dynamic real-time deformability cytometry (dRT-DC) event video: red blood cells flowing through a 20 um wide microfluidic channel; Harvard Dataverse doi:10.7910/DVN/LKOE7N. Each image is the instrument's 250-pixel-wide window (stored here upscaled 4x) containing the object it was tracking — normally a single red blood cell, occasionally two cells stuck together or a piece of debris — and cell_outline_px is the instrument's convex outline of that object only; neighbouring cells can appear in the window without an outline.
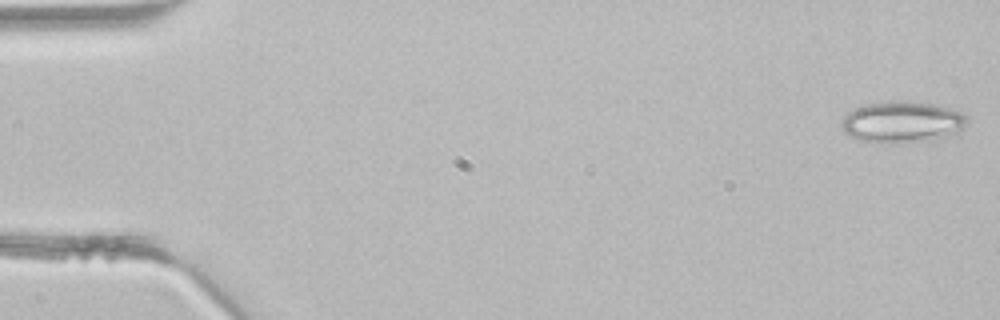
{"species": "common noctule bat (a hibernating species)", "species_latin": "Nyctalus noctula", "temperature_condition": "room temperature", "stored_images_in_passage": 3, "camera_frame_rate_fps": 3000, "um_per_image_px": 0.085, "animal": {"sex": "male", "body_mass_g": 21.5, "forearm_length_mm": 52.0}, "frame": {"image": 1, "passage_image": 1, "time_ms": 0.0, "image_size_px": [1000, 320], "cell_outline_px": [[968, 120], [964, 128], [960, 132], [944, 136], [896, 144], [892, 144], [860, 140], [844, 132], [840, 124], [844, 116], [848, 112], [856, 108], [868, 104], [892, 100], [908, 100], [940, 104], [960, 112], [968, 116]], "centroid_in_image_um": [76.7, 10.34], "position_along_channel_um": 8.3, "area_um2": 30.46}}